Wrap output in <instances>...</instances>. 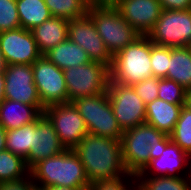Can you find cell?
I'll list each match as a JSON object with an SVG mask.
<instances>
[{
    "label": "cell",
    "instance_id": "cell-1",
    "mask_svg": "<svg viewBox=\"0 0 191 190\" xmlns=\"http://www.w3.org/2000/svg\"><path fill=\"white\" fill-rule=\"evenodd\" d=\"M120 140L87 133L73 149L84 166L90 184L128 174Z\"/></svg>",
    "mask_w": 191,
    "mask_h": 190
},
{
    "label": "cell",
    "instance_id": "cell-2",
    "mask_svg": "<svg viewBox=\"0 0 191 190\" xmlns=\"http://www.w3.org/2000/svg\"><path fill=\"white\" fill-rule=\"evenodd\" d=\"M29 175L39 190L55 186L88 190L90 186L84 166L73 149L40 160L29 169Z\"/></svg>",
    "mask_w": 191,
    "mask_h": 190
},
{
    "label": "cell",
    "instance_id": "cell-3",
    "mask_svg": "<svg viewBox=\"0 0 191 190\" xmlns=\"http://www.w3.org/2000/svg\"><path fill=\"white\" fill-rule=\"evenodd\" d=\"M150 54L151 40L147 35H141L113 55L109 68L110 82L132 86L153 77Z\"/></svg>",
    "mask_w": 191,
    "mask_h": 190
},
{
    "label": "cell",
    "instance_id": "cell-4",
    "mask_svg": "<svg viewBox=\"0 0 191 190\" xmlns=\"http://www.w3.org/2000/svg\"><path fill=\"white\" fill-rule=\"evenodd\" d=\"M87 14L112 56L141 36L110 0L103 5L89 6Z\"/></svg>",
    "mask_w": 191,
    "mask_h": 190
},
{
    "label": "cell",
    "instance_id": "cell-5",
    "mask_svg": "<svg viewBox=\"0 0 191 190\" xmlns=\"http://www.w3.org/2000/svg\"><path fill=\"white\" fill-rule=\"evenodd\" d=\"M167 134L147 123L123 132L121 137L123 163L128 173L138 175L150 163L151 146Z\"/></svg>",
    "mask_w": 191,
    "mask_h": 190
},
{
    "label": "cell",
    "instance_id": "cell-6",
    "mask_svg": "<svg viewBox=\"0 0 191 190\" xmlns=\"http://www.w3.org/2000/svg\"><path fill=\"white\" fill-rule=\"evenodd\" d=\"M83 117L88 133L110 139H121L123 131L114 116L107 91L72 102Z\"/></svg>",
    "mask_w": 191,
    "mask_h": 190
},
{
    "label": "cell",
    "instance_id": "cell-7",
    "mask_svg": "<svg viewBox=\"0 0 191 190\" xmlns=\"http://www.w3.org/2000/svg\"><path fill=\"white\" fill-rule=\"evenodd\" d=\"M68 102L78 98L95 96L108 90L110 81L109 67L91 61L81 66L64 69Z\"/></svg>",
    "mask_w": 191,
    "mask_h": 190
},
{
    "label": "cell",
    "instance_id": "cell-8",
    "mask_svg": "<svg viewBox=\"0 0 191 190\" xmlns=\"http://www.w3.org/2000/svg\"><path fill=\"white\" fill-rule=\"evenodd\" d=\"M147 36L154 45L171 48L187 47L191 40V9L162 10Z\"/></svg>",
    "mask_w": 191,
    "mask_h": 190
},
{
    "label": "cell",
    "instance_id": "cell-9",
    "mask_svg": "<svg viewBox=\"0 0 191 190\" xmlns=\"http://www.w3.org/2000/svg\"><path fill=\"white\" fill-rule=\"evenodd\" d=\"M107 93L114 116L123 132L145 123L146 104L132 86L109 81Z\"/></svg>",
    "mask_w": 191,
    "mask_h": 190
},
{
    "label": "cell",
    "instance_id": "cell-10",
    "mask_svg": "<svg viewBox=\"0 0 191 190\" xmlns=\"http://www.w3.org/2000/svg\"><path fill=\"white\" fill-rule=\"evenodd\" d=\"M34 83L44 108L68 102V92L62 69L42 55L32 64Z\"/></svg>",
    "mask_w": 191,
    "mask_h": 190
},
{
    "label": "cell",
    "instance_id": "cell-11",
    "mask_svg": "<svg viewBox=\"0 0 191 190\" xmlns=\"http://www.w3.org/2000/svg\"><path fill=\"white\" fill-rule=\"evenodd\" d=\"M43 114L52 123L65 149H74L88 133L83 117L72 102L48 106Z\"/></svg>",
    "mask_w": 191,
    "mask_h": 190
},
{
    "label": "cell",
    "instance_id": "cell-12",
    "mask_svg": "<svg viewBox=\"0 0 191 190\" xmlns=\"http://www.w3.org/2000/svg\"><path fill=\"white\" fill-rule=\"evenodd\" d=\"M5 86L4 98L37 107L42 113L41 104L36 85L34 83L32 65H7L4 71Z\"/></svg>",
    "mask_w": 191,
    "mask_h": 190
},
{
    "label": "cell",
    "instance_id": "cell-13",
    "mask_svg": "<svg viewBox=\"0 0 191 190\" xmlns=\"http://www.w3.org/2000/svg\"><path fill=\"white\" fill-rule=\"evenodd\" d=\"M68 38L85 50L91 61L102 63L110 68L113 56L98 35L88 14L69 20Z\"/></svg>",
    "mask_w": 191,
    "mask_h": 190
},
{
    "label": "cell",
    "instance_id": "cell-14",
    "mask_svg": "<svg viewBox=\"0 0 191 190\" xmlns=\"http://www.w3.org/2000/svg\"><path fill=\"white\" fill-rule=\"evenodd\" d=\"M0 49L7 65H32L42 56L31 30L21 27L0 32Z\"/></svg>",
    "mask_w": 191,
    "mask_h": 190
},
{
    "label": "cell",
    "instance_id": "cell-15",
    "mask_svg": "<svg viewBox=\"0 0 191 190\" xmlns=\"http://www.w3.org/2000/svg\"><path fill=\"white\" fill-rule=\"evenodd\" d=\"M110 1L140 35H147L153 29L163 10L158 0Z\"/></svg>",
    "mask_w": 191,
    "mask_h": 190
},
{
    "label": "cell",
    "instance_id": "cell-16",
    "mask_svg": "<svg viewBox=\"0 0 191 190\" xmlns=\"http://www.w3.org/2000/svg\"><path fill=\"white\" fill-rule=\"evenodd\" d=\"M64 150L65 147L60 143L57 132L44 114L32 123V145L25 159L29 169L40 160L57 155Z\"/></svg>",
    "mask_w": 191,
    "mask_h": 190
},
{
    "label": "cell",
    "instance_id": "cell-17",
    "mask_svg": "<svg viewBox=\"0 0 191 190\" xmlns=\"http://www.w3.org/2000/svg\"><path fill=\"white\" fill-rule=\"evenodd\" d=\"M188 165V154H186L176 143L170 141L159 158L153 159L145 169L137 176H187L182 169ZM181 171V172H180Z\"/></svg>",
    "mask_w": 191,
    "mask_h": 190
},
{
    "label": "cell",
    "instance_id": "cell-18",
    "mask_svg": "<svg viewBox=\"0 0 191 190\" xmlns=\"http://www.w3.org/2000/svg\"><path fill=\"white\" fill-rule=\"evenodd\" d=\"M43 113L33 105L3 99L0 102V124L6 130H14L37 121Z\"/></svg>",
    "mask_w": 191,
    "mask_h": 190
},
{
    "label": "cell",
    "instance_id": "cell-19",
    "mask_svg": "<svg viewBox=\"0 0 191 190\" xmlns=\"http://www.w3.org/2000/svg\"><path fill=\"white\" fill-rule=\"evenodd\" d=\"M68 22L64 18L51 17L31 30L42 55L68 38Z\"/></svg>",
    "mask_w": 191,
    "mask_h": 190
},
{
    "label": "cell",
    "instance_id": "cell-20",
    "mask_svg": "<svg viewBox=\"0 0 191 190\" xmlns=\"http://www.w3.org/2000/svg\"><path fill=\"white\" fill-rule=\"evenodd\" d=\"M183 106L157 98L146 105L145 123L169 135L175 128Z\"/></svg>",
    "mask_w": 191,
    "mask_h": 190
},
{
    "label": "cell",
    "instance_id": "cell-21",
    "mask_svg": "<svg viewBox=\"0 0 191 190\" xmlns=\"http://www.w3.org/2000/svg\"><path fill=\"white\" fill-rule=\"evenodd\" d=\"M45 56L62 70L91 62L87 52L69 38L53 47Z\"/></svg>",
    "mask_w": 191,
    "mask_h": 190
},
{
    "label": "cell",
    "instance_id": "cell-22",
    "mask_svg": "<svg viewBox=\"0 0 191 190\" xmlns=\"http://www.w3.org/2000/svg\"><path fill=\"white\" fill-rule=\"evenodd\" d=\"M167 79L191 90V50L188 47H170Z\"/></svg>",
    "mask_w": 191,
    "mask_h": 190
},
{
    "label": "cell",
    "instance_id": "cell-23",
    "mask_svg": "<svg viewBox=\"0 0 191 190\" xmlns=\"http://www.w3.org/2000/svg\"><path fill=\"white\" fill-rule=\"evenodd\" d=\"M21 28L32 30L52 17L44 0H16Z\"/></svg>",
    "mask_w": 191,
    "mask_h": 190
},
{
    "label": "cell",
    "instance_id": "cell-24",
    "mask_svg": "<svg viewBox=\"0 0 191 190\" xmlns=\"http://www.w3.org/2000/svg\"><path fill=\"white\" fill-rule=\"evenodd\" d=\"M29 176L25 160L5 149L0 151V183L14 182Z\"/></svg>",
    "mask_w": 191,
    "mask_h": 190
},
{
    "label": "cell",
    "instance_id": "cell-25",
    "mask_svg": "<svg viewBox=\"0 0 191 190\" xmlns=\"http://www.w3.org/2000/svg\"><path fill=\"white\" fill-rule=\"evenodd\" d=\"M32 145V123L14 130L6 131V149L24 160L28 157Z\"/></svg>",
    "mask_w": 191,
    "mask_h": 190
},
{
    "label": "cell",
    "instance_id": "cell-26",
    "mask_svg": "<svg viewBox=\"0 0 191 190\" xmlns=\"http://www.w3.org/2000/svg\"><path fill=\"white\" fill-rule=\"evenodd\" d=\"M52 17L73 20L88 13L89 5L83 0H44Z\"/></svg>",
    "mask_w": 191,
    "mask_h": 190
},
{
    "label": "cell",
    "instance_id": "cell-27",
    "mask_svg": "<svg viewBox=\"0 0 191 190\" xmlns=\"http://www.w3.org/2000/svg\"><path fill=\"white\" fill-rule=\"evenodd\" d=\"M137 184L143 190H191L190 183L185 176H136Z\"/></svg>",
    "mask_w": 191,
    "mask_h": 190
},
{
    "label": "cell",
    "instance_id": "cell-28",
    "mask_svg": "<svg viewBox=\"0 0 191 190\" xmlns=\"http://www.w3.org/2000/svg\"><path fill=\"white\" fill-rule=\"evenodd\" d=\"M169 136L186 154H191V111L185 106Z\"/></svg>",
    "mask_w": 191,
    "mask_h": 190
},
{
    "label": "cell",
    "instance_id": "cell-29",
    "mask_svg": "<svg viewBox=\"0 0 191 190\" xmlns=\"http://www.w3.org/2000/svg\"><path fill=\"white\" fill-rule=\"evenodd\" d=\"M187 90L173 80L158 78V99L171 104L185 105Z\"/></svg>",
    "mask_w": 191,
    "mask_h": 190
},
{
    "label": "cell",
    "instance_id": "cell-30",
    "mask_svg": "<svg viewBox=\"0 0 191 190\" xmlns=\"http://www.w3.org/2000/svg\"><path fill=\"white\" fill-rule=\"evenodd\" d=\"M150 60L153 76L166 78L170 60V47L154 45L151 42Z\"/></svg>",
    "mask_w": 191,
    "mask_h": 190
},
{
    "label": "cell",
    "instance_id": "cell-31",
    "mask_svg": "<svg viewBox=\"0 0 191 190\" xmlns=\"http://www.w3.org/2000/svg\"><path fill=\"white\" fill-rule=\"evenodd\" d=\"M20 27L16 0H0V32Z\"/></svg>",
    "mask_w": 191,
    "mask_h": 190
},
{
    "label": "cell",
    "instance_id": "cell-32",
    "mask_svg": "<svg viewBox=\"0 0 191 190\" xmlns=\"http://www.w3.org/2000/svg\"><path fill=\"white\" fill-rule=\"evenodd\" d=\"M131 182L129 184L128 180ZM137 184L136 175L128 173L126 176H121L114 179L99 180L91 183L88 190H135ZM133 187V188H132Z\"/></svg>",
    "mask_w": 191,
    "mask_h": 190
},
{
    "label": "cell",
    "instance_id": "cell-33",
    "mask_svg": "<svg viewBox=\"0 0 191 190\" xmlns=\"http://www.w3.org/2000/svg\"><path fill=\"white\" fill-rule=\"evenodd\" d=\"M135 93L147 105L158 98V78L150 77L137 84L132 85Z\"/></svg>",
    "mask_w": 191,
    "mask_h": 190
},
{
    "label": "cell",
    "instance_id": "cell-34",
    "mask_svg": "<svg viewBox=\"0 0 191 190\" xmlns=\"http://www.w3.org/2000/svg\"><path fill=\"white\" fill-rule=\"evenodd\" d=\"M38 187L32 181L30 175L22 180L0 183V190H37Z\"/></svg>",
    "mask_w": 191,
    "mask_h": 190
},
{
    "label": "cell",
    "instance_id": "cell-35",
    "mask_svg": "<svg viewBox=\"0 0 191 190\" xmlns=\"http://www.w3.org/2000/svg\"><path fill=\"white\" fill-rule=\"evenodd\" d=\"M163 10H189L191 0H158Z\"/></svg>",
    "mask_w": 191,
    "mask_h": 190
},
{
    "label": "cell",
    "instance_id": "cell-36",
    "mask_svg": "<svg viewBox=\"0 0 191 190\" xmlns=\"http://www.w3.org/2000/svg\"><path fill=\"white\" fill-rule=\"evenodd\" d=\"M171 141L170 136L167 135L160 143H155L151 146L150 151V161L156 158H159L165 150L166 145Z\"/></svg>",
    "mask_w": 191,
    "mask_h": 190
},
{
    "label": "cell",
    "instance_id": "cell-37",
    "mask_svg": "<svg viewBox=\"0 0 191 190\" xmlns=\"http://www.w3.org/2000/svg\"><path fill=\"white\" fill-rule=\"evenodd\" d=\"M6 129L0 124V151L6 149Z\"/></svg>",
    "mask_w": 191,
    "mask_h": 190
},
{
    "label": "cell",
    "instance_id": "cell-38",
    "mask_svg": "<svg viewBox=\"0 0 191 190\" xmlns=\"http://www.w3.org/2000/svg\"><path fill=\"white\" fill-rule=\"evenodd\" d=\"M5 84V76L4 72H0V102L5 99L4 98V85Z\"/></svg>",
    "mask_w": 191,
    "mask_h": 190
},
{
    "label": "cell",
    "instance_id": "cell-39",
    "mask_svg": "<svg viewBox=\"0 0 191 190\" xmlns=\"http://www.w3.org/2000/svg\"><path fill=\"white\" fill-rule=\"evenodd\" d=\"M89 6L103 5L106 4L109 0H83Z\"/></svg>",
    "mask_w": 191,
    "mask_h": 190
},
{
    "label": "cell",
    "instance_id": "cell-40",
    "mask_svg": "<svg viewBox=\"0 0 191 190\" xmlns=\"http://www.w3.org/2000/svg\"><path fill=\"white\" fill-rule=\"evenodd\" d=\"M7 63L0 49V72H4L6 70Z\"/></svg>",
    "mask_w": 191,
    "mask_h": 190
},
{
    "label": "cell",
    "instance_id": "cell-41",
    "mask_svg": "<svg viewBox=\"0 0 191 190\" xmlns=\"http://www.w3.org/2000/svg\"><path fill=\"white\" fill-rule=\"evenodd\" d=\"M45 190H81L79 188H71L67 186H55V187H48Z\"/></svg>",
    "mask_w": 191,
    "mask_h": 190
},
{
    "label": "cell",
    "instance_id": "cell-42",
    "mask_svg": "<svg viewBox=\"0 0 191 190\" xmlns=\"http://www.w3.org/2000/svg\"><path fill=\"white\" fill-rule=\"evenodd\" d=\"M185 107L191 111V90L186 93Z\"/></svg>",
    "mask_w": 191,
    "mask_h": 190
},
{
    "label": "cell",
    "instance_id": "cell-43",
    "mask_svg": "<svg viewBox=\"0 0 191 190\" xmlns=\"http://www.w3.org/2000/svg\"><path fill=\"white\" fill-rule=\"evenodd\" d=\"M187 166H189V167H188L189 172H187L186 178H187V180L189 181L190 187H191V154H188V165H187ZM188 173H189V174H188Z\"/></svg>",
    "mask_w": 191,
    "mask_h": 190
},
{
    "label": "cell",
    "instance_id": "cell-44",
    "mask_svg": "<svg viewBox=\"0 0 191 190\" xmlns=\"http://www.w3.org/2000/svg\"><path fill=\"white\" fill-rule=\"evenodd\" d=\"M135 190H143L138 184H136V189Z\"/></svg>",
    "mask_w": 191,
    "mask_h": 190
},
{
    "label": "cell",
    "instance_id": "cell-45",
    "mask_svg": "<svg viewBox=\"0 0 191 190\" xmlns=\"http://www.w3.org/2000/svg\"><path fill=\"white\" fill-rule=\"evenodd\" d=\"M187 47L191 50V40H190V42L188 43Z\"/></svg>",
    "mask_w": 191,
    "mask_h": 190
}]
</instances>
